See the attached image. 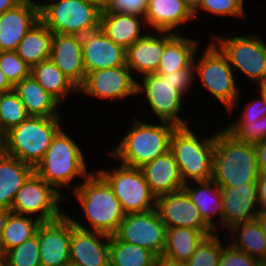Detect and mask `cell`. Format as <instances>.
I'll use <instances>...</instances> for the list:
<instances>
[{
	"mask_svg": "<svg viewBox=\"0 0 266 266\" xmlns=\"http://www.w3.org/2000/svg\"><path fill=\"white\" fill-rule=\"evenodd\" d=\"M73 185L72 192L91 228L71 218L73 224L80 229L114 235L126 214L109 184L94 170L83 182Z\"/></svg>",
	"mask_w": 266,
	"mask_h": 266,
	"instance_id": "1",
	"label": "cell"
},
{
	"mask_svg": "<svg viewBox=\"0 0 266 266\" xmlns=\"http://www.w3.org/2000/svg\"><path fill=\"white\" fill-rule=\"evenodd\" d=\"M259 175L255 144L238 141L225 128L215 133L212 180L217 185L256 183Z\"/></svg>",
	"mask_w": 266,
	"mask_h": 266,
	"instance_id": "2",
	"label": "cell"
},
{
	"mask_svg": "<svg viewBox=\"0 0 266 266\" xmlns=\"http://www.w3.org/2000/svg\"><path fill=\"white\" fill-rule=\"evenodd\" d=\"M133 118L130 130L126 131L123 140L107 153L121 161L122 165L141 168L170 151V139L177 126L165 121L148 124L137 117Z\"/></svg>",
	"mask_w": 266,
	"mask_h": 266,
	"instance_id": "3",
	"label": "cell"
},
{
	"mask_svg": "<svg viewBox=\"0 0 266 266\" xmlns=\"http://www.w3.org/2000/svg\"><path fill=\"white\" fill-rule=\"evenodd\" d=\"M84 158L78 143L61 129L34 172L61 193L76 177L85 180L92 173Z\"/></svg>",
	"mask_w": 266,
	"mask_h": 266,
	"instance_id": "4",
	"label": "cell"
},
{
	"mask_svg": "<svg viewBox=\"0 0 266 266\" xmlns=\"http://www.w3.org/2000/svg\"><path fill=\"white\" fill-rule=\"evenodd\" d=\"M199 137L186 126L177 127L170 139V151L184 183L206 181L213 177L215 133L206 138Z\"/></svg>",
	"mask_w": 266,
	"mask_h": 266,
	"instance_id": "5",
	"label": "cell"
},
{
	"mask_svg": "<svg viewBox=\"0 0 266 266\" xmlns=\"http://www.w3.org/2000/svg\"><path fill=\"white\" fill-rule=\"evenodd\" d=\"M61 117L29 116L6 132V154L35 167L61 130Z\"/></svg>",
	"mask_w": 266,
	"mask_h": 266,
	"instance_id": "6",
	"label": "cell"
},
{
	"mask_svg": "<svg viewBox=\"0 0 266 266\" xmlns=\"http://www.w3.org/2000/svg\"><path fill=\"white\" fill-rule=\"evenodd\" d=\"M194 55L195 75H199L203 87L220 101L229 114L238 105L240 90L237 87L234 70L226 55L211 40L203 55L196 59ZM196 60V61H195Z\"/></svg>",
	"mask_w": 266,
	"mask_h": 266,
	"instance_id": "7",
	"label": "cell"
},
{
	"mask_svg": "<svg viewBox=\"0 0 266 266\" xmlns=\"http://www.w3.org/2000/svg\"><path fill=\"white\" fill-rule=\"evenodd\" d=\"M101 11L86 0L39 3V18L53 32L83 36L100 28Z\"/></svg>",
	"mask_w": 266,
	"mask_h": 266,
	"instance_id": "8",
	"label": "cell"
},
{
	"mask_svg": "<svg viewBox=\"0 0 266 266\" xmlns=\"http://www.w3.org/2000/svg\"><path fill=\"white\" fill-rule=\"evenodd\" d=\"M95 171L112 188L125 214L155 209L156 196L150 191L140 168L120 164L111 171L104 169H95Z\"/></svg>",
	"mask_w": 266,
	"mask_h": 266,
	"instance_id": "9",
	"label": "cell"
},
{
	"mask_svg": "<svg viewBox=\"0 0 266 266\" xmlns=\"http://www.w3.org/2000/svg\"><path fill=\"white\" fill-rule=\"evenodd\" d=\"M212 41L226 55L234 71H241L253 83L266 80V43L259 36L212 35Z\"/></svg>",
	"mask_w": 266,
	"mask_h": 266,
	"instance_id": "10",
	"label": "cell"
},
{
	"mask_svg": "<svg viewBox=\"0 0 266 266\" xmlns=\"http://www.w3.org/2000/svg\"><path fill=\"white\" fill-rule=\"evenodd\" d=\"M65 197L34 172L17 192L11 212L32 217L36 215L34 217L40 222L53 221L65 213L59 206L66 201Z\"/></svg>",
	"mask_w": 266,
	"mask_h": 266,
	"instance_id": "11",
	"label": "cell"
},
{
	"mask_svg": "<svg viewBox=\"0 0 266 266\" xmlns=\"http://www.w3.org/2000/svg\"><path fill=\"white\" fill-rule=\"evenodd\" d=\"M165 223L157 211L126 214L114 234L120 241L138 245L153 252L157 257L163 255L166 243Z\"/></svg>",
	"mask_w": 266,
	"mask_h": 266,
	"instance_id": "12",
	"label": "cell"
},
{
	"mask_svg": "<svg viewBox=\"0 0 266 266\" xmlns=\"http://www.w3.org/2000/svg\"><path fill=\"white\" fill-rule=\"evenodd\" d=\"M141 79L142 83L137 81L136 93L145 95V101L159 120L172 123L177 127L188 126V122L178 116L182 111L184 95L160 74H147Z\"/></svg>",
	"mask_w": 266,
	"mask_h": 266,
	"instance_id": "13",
	"label": "cell"
},
{
	"mask_svg": "<svg viewBox=\"0 0 266 266\" xmlns=\"http://www.w3.org/2000/svg\"><path fill=\"white\" fill-rule=\"evenodd\" d=\"M131 73L127 65L88 72L78 91L104 100H121L136 96L137 79H134V74Z\"/></svg>",
	"mask_w": 266,
	"mask_h": 266,
	"instance_id": "14",
	"label": "cell"
},
{
	"mask_svg": "<svg viewBox=\"0 0 266 266\" xmlns=\"http://www.w3.org/2000/svg\"><path fill=\"white\" fill-rule=\"evenodd\" d=\"M71 216L64 213L59 219L41 222L37 228L41 266L70 264Z\"/></svg>",
	"mask_w": 266,
	"mask_h": 266,
	"instance_id": "15",
	"label": "cell"
},
{
	"mask_svg": "<svg viewBox=\"0 0 266 266\" xmlns=\"http://www.w3.org/2000/svg\"><path fill=\"white\" fill-rule=\"evenodd\" d=\"M155 210L167 228L186 227L213 231L184 189L156 197Z\"/></svg>",
	"mask_w": 266,
	"mask_h": 266,
	"instance_id": "16",
	"label": "cell"
},
{
	"mask_svg": "<svg viewBox=\"0 0 266 266\" xmlns=\"http://www.w3.org/2000/svg\"><path fill=\"white\" fill-rule=\"evenodd\" d=\"M223 201L222 229L255 220L260 212L257 184L249 183L237 187L219 185ZM224 227V228H223Z\"/></svg>",
	"mask_w": 266,
	"mask_h": 266,
	"instance_id": "17",
	"label": "cell"
},
{
	"mask_svg": "<svg viewBox=\"0 0 266 266\" xmlns=\"http://www.w3.org/2000/svg\"><path fill=\"white\" fill-rule=\"evenodd\" d=\"M82 56L86 73L126 65V49L100 28L82 36Z\"/></svg>",
	"mask_w": 266,
	"mask_h": 266,
	"instance_id": "18",
	"label": "cell"
},
{
	"mask_svg": "<svg viewBox=\"0 0 266 266\" xmlns=\"http://www.w3.org/2000/svg\"><path fill=\"white\" fill-rule=\"evenodd\" d=\"M109 247V235L80 229L72 222L70 265L109 266Z\"/></svg>",
	"mask_w": 266,
	"mask_h": 266,
	"instance_id": "19",
	"label": "cell"
},
{
	"mask_svg": "<svg viewBox=\"0 0 266 266\" xmlns=\"http://www.w3.org/2000/svg\"><path fill=\"white\" fill-rule=\"evenodd\" d=\"M39 20V2L33 0H24L0 14V52L16 51L20 41Z\"/></svg>",
	"mask_w": 266,
	"mask_h": 266,
	"instance_id": "20",
	"label": "cell"
},
{
	"mask_svg": "<svg viewBox=\"0 0 266 266\" xmlns=\"http://www.w3.org/2000/svg\"><path fill=\"white\" fill-rule=\"evenodd\" d=\"M50 59L78 88L83 84L86 70L81 36L53 33Z\"/></svg>",
	"mask_w": 266,
	"mask_h": 266,
	"instance_id": "21",
	"label": "cell"
},
{
	"mask_svg": "<svg viewBox=\"0 0 266 266\" xmlns=\"http://www.w3.org/2000/svg\"><path fill=\"white\" fill-rule=\"evenodd\" d=\"M156 33V34H154ZM146 34L126 49V65L131 72L141 74L156 73L166 46V31Z\"/></svg>",
	"mask_w": 266,
	"mask_h": 266,
	"instance_id": "22",
	"label": "cell"
},
{
	"mask_svg": "<svg viewBox=\"0 0 266 266\" xmlns=\"http://www.w3.org/2000/svg\"><path fill=\"white\" fill-rule=\"evenodd\" d=\"M140 169L150 191L156 197L182 190L185 185L171 151L158 156Z\"/></svg>",
	"mask_w": 266,
	"mask_h": 266,
	"instance_id": "23",
	"label": "cell"
},
{
	"mask_svg": "<svg viewBox=\"0 0 266 266\" xmlns=\"http://www.w3.org/2000/svg\"><path fill=\"white\" fill-rule=\"evenodd\" d=\"M194 20L184 0H149L145 23L154 31L180 33L176 28Z\"/></svg>",
	"mask_w": 266,
	"mask_h": 266,
	"instance_id": "24",
	"label": "cell"
},
{
	"mask_svg": "<svg viewBox=\"0 0 266 266\" xmlns=\"http://www.w3.org/2000/svg\"><path fill=\"white\" fill-rule=\"evenodd\" d=\"M195 183L197 184H194V186L193 181L192 184L191 182L185 183L183 189L187 192L192 202L199 210L200 216L206 224L214 232H218L220 227H222L223 219V201L220 186L212 179L195 181ZM215 221L217 222V226Z\"/></svg>",
	"mask_w": 266,
	"mask_h": 266,
	"instance_id": "25",
	"label": "cell"
},
{
	"mask_svg": "<svg viewBox=\"0 0 266 266\" xmlns=\"http://www.w3.org/2000/svg\"><path fill=\"white\" fill-rule=\"evenodd\" d=\"M143 26L147 30L145 18L138 15L101 11L100 29L124 49L146 34Z\"/></svg>",
	"mask_w": 266,
	"mask_h": 266,
	"instance_id": "26",
	"label": "cell"
},
{
	"mask_svg": "<svg viewBox=\"0 0 266 266\" xmlns=\"http://www.w3.org/2000/svg\"><path fill=\"white\" fill-rule=\"evenodd\" d=\"M29 116L61 117L62 106L30 74L14 86Z\"/></svg>",
	"mask_w": 266,
	"mask_h": 266,
	"instance_id": "27",
	"label": "cell"
},
{
	"mask_svg": "<svg viewBox=\"0 0 266 266\" xmlns=\"http://www.w3.org/2000/svg\"><path fill=\"white\" fill-rule=\"evenodd\" d=\"M33 173V166L7 154L0 156V207L11 210L17 192Z\"/></svg>",
	"mask_w": 266,
	"mask_h": 266,
	"instance_id": "28",
	"label": "cell"
},
{
	"mask_svg": "<svg viewBox=\"0 0 266 266\" xmlns=\"http://www.w3.org/2000/svg\"><path fill=\"white\" fill-rule=\"evenodd\" d=\"M180 35V33L166 31V46L156 72L157 74L172 73L173 71L186 69L193 63L199 41Z\"/></svg>",
	"mask_w": 266,
	"mask_h": 266,
	"instance_id": "29",
	"label": "cell"
},
{
	"mask_svg": "<svg viewBox=\"0 0 266 266\" xmlns=\"http://www.w3.org/2000/svg\"><path fill=\"white\" fill-rule=\"evenodd\" d=\"M53 32L39 20L20 41L16 54L30 67L50 59Z\"/></svg>",
	"mask_w": 266,
	"mask_h": 266,
	"instance_id": "30",
	"label": "cell"
},
{
	"mask_svg": "<svg viewBox=\"0 0 266 266\" xmlns=\"http://www.w3.org/2000/svg\"><path fill=\"white\" fill-rule=\"evenodd\" d=\"M213 233L214 231H198L186 227L167 228L163 256L174 261L187 262L204 237Z\"/></svg>",
	"mask_w": 266,
	"mask_h": 266,
	"instance_id": "31",
	"label": "cell"
},
{
	"mask_svg": "<svg viewBox=\"0 0 266 266\" xmlns=\"http://www.w3.org/2000/svg\"><path fill=\"white\" fill-rule=\"evenodd\" d=\"M228 231L232 236L229 237L230 240L228 238L224 240L229 241L234 248L256 258L262 264L266 262V238L256 219L236 224Z\"/></svg>",
	"mask_w": 266,
	"mask_h": 266,
	"instance_id": "32",
	"label": "cell"
},
{
	"mask_svg": "<svg viewBox=\"0 0 266 266\" xmlns=\"http://www.w3.org/2000/svg\"><path fill=\"white\" fill-rule=\"evenodd\" d=\"M30 74L61 105L68 95L79 92L78 87L62 73L51 59L32 66Z\"/></svg>",
	"mask_w": 266,
	"mask_h": 266,
	"instance_id": "33",
	"label": "cell"
},
{
	"mask_svg": "<svg viewBox=\"0 0 266 266\" xmlns=\"http://www.w3.org/2000/svg\"><path fill=\"white\" fill-rule=\"evenodd\" d=\"M40 223L37 218L10 212L0 239L1 256L34 236Z\"/></svg>",
	"mask_w": 266,
	"mask_h": 266,
	"instance_id": "34",
	"label": "cell"
},
{
	"mask_svg": "<svg viewBox=\"0 0 266 266\" xmlns=\"http://www.w3.org/2000/svg\"><path fill=\"white\" fill-rule=\"evenodd\" d=\"M156 258L148 249L110 236L109 266H154Z\"/></svg>",
	"mask_w": 266,
	"mask_h": 266,
	"instance_id": "35",
	"label": "cell"
},
{
	"mask_svg": "<svg viewBox=\"0 0 266 266\" xmlns=\"http://www.w3.org/2000/svg\"><path fill=\"white\" fill-rule=\"evenodd\" d=\"M1 261L2 266H41L38 235L5 252Z\"/></svg>",
	"mask_w": 266,
	"mask_h": 266,
	"instance_id": "36",
	"label": "cell"
},
{
	"mask_svg": "<svg viewBox=\"0 0 266 266\" xmlns=\"http://www.w3.org/2000/svg\"><path fill=\"white\" fill-rule=\"evenodd\" d=\"M29 115L18 94L12 90L2 93L0 103V126L6 133L11 128L20 125Z\"/></svg>",
	"mask_w": 266,
	"mask_h": 266,
	"instance_id": "37",
	"label": "cell"
},
{
	"mask_svg": "<svg viewBox=\"0 0 266 266\" xmlns=\"http://www.w3.org/2000/svg\"><path fill=\"white\" fill-rule=\"evenodd\" d=\"M220 233L214 232L205 236L198 244L196 251L186 262L187 266H219L222 254L223 239L218 236Z\"/></svg>",
	"mask_w": 266,
	"mask_h": 266,
	"instance_id": "38",
	"label": "cell"
},
{
	"mask_svg": "<svg viewBox=\"0 0 266 266\" xmlns=\"http://www.w3.org/2000/svg\"><path fill=\"white\" fill-rule=\"evenodd\" d=\"M225 129L238 141L257 144L266 139V115L255 121H231Z\"/></svg>",
	"mask_w": 266,
	"mask_h": 266,
	"instance_id": "39",
	"label": "cell"
},
{
	"mask_svg": "<svg viewBox=\"0 0 266 266\" xmlns=\"http://www.w3.org/2000/svg\"><path fill=\"white\" fill-rule=\"evenodd\" d=\"M0 68L13 86L28 77L31 72V67L15 51L0 52Z\"/></svg>",
	"mask_w": 266,
	"mask_h": 266,
	"instance_id": "40",
	"label": "cell"
},
{
	"mask_svg": "<svg viewBox=\"0 0 266 266\" xmlns=\"http://www.w3.org/2000/svg\"><path fill=\"white\" fill-rule=\"evenodd\" d=\"M245 0H202L199 8L193 13L194 19L198 17L199 12L206 11L208 13L221 16L245 17Z\"/></svg>",
	"mask_w": 266,
	"mask_h": 266,
	"instance_id": "41",
	"label": "cell"
},
{
	"mask_svg": "<svg viewBox=\"0 0 266 266\" xmlns=\"http://www.w3.org/2000/svg\"><path fill=\"white\" fill-rule=\"evenodd\" d=\"M224 245L222 247L219 266H264L256 258L234 248L228 241Z\"/></svg>",
	"mask_w": 266,
	"mask_h": 266,
	"instance_id": "42",
	"label": "cell"
},
{
	"mask_svg": "<svg viewBox=\"0 0 266 266\" xmlns=\"http://www.w3.org/2000/svg\"><path fill=\"white\" fill-rule=\"evenodd\" d=\"M149 0H110L104 11L125 13L145 18Z\"/></svg>",
	"mask_w": 266,
	"mask_h": 266,
	"instance_id": "43",
	"label": "cell"
},
{
	"mask_svg": "<svg viewBox=\"0 0 266 266\" xmlns=\"http://www.w3.org/2000/svg\"><path fill=\"white\" fill-rule=\"evenodd\" d=\"M194 62L186 69L173 71L172 73L160 74L163 79H167L176 89L185 95L192 86L195 77Z\"/></svg>",
	"mask_w": 266,
	"mask_h": 266,
	"instance_id": "44",
	"label": "cell"
},
{
	"mask_svg": "<svg viewBox=\"0 0 266 266\" xmlns=\"http://www.w3.org/2000/svg\"><path fill=\"white\" fill-rule=\"evenodd\" d=\"M245 109L241 112L240 119L235 121H255L266 115V103L262 97L245 104Z\"/></svg>",
	"mask_w": 266,
	"mask_h": 266,
	"instance_id": "45",
	"label": "cell"
},
{
	"mask_svg": "<svg viewBox=\"0 0 266 266\" xmlns=\"http://www.w3.org/2000/svg\"><path fill=\"white\" fill-rule=\"evenodd\" d=\"M256 184L259 208L266 210V173H260Z\"/></svg>",
	"mask_w": 266,
	"mask_h": 266,
	"instance_id": "46",
	"label": "cell"
},
{
	"mask_svg": "<svg viewBox=\"0 0 266 266\" xmlns=\"http://www.w3.org/2000/svg\"><path fill=\"white\" fill-rule=\"evenodd\" d=\"M255 149L260 173H266V139L255 144Z\"/></svg>",
	"mask_w": 266,
	"mask_h": 266,
	"instance_id": "47",
	"label": "cell"
},
{
	"mask_svg": "<svg viewBox=\"0 0 266 266\" xmlns=\"http://www.w3.org/2000/svg\"><path fill=\"white\" fill-rule=\"evenodd\" d=\"M154 266H187V264L186 262L174 261L161 255L156 258Z\"/></svg>",
	"mask_w": 266,
	"mask_h": 266,
	"instance_id": "48",
	"label": "cell"
},
{
	"mask_svg": "<svg viewBox=\"0 0 266 266\" xmlns=\"http://www.w3.org/2000/svg\"><path fill=\"white\" fill-rule=\"evenodd\" d=\"M14 90V86L8 81L0 68V92L5 93Z\"/></svg>",
	"mask_w": 266,
	"mask_h": 266,
	"instance_id": "49",
	"label": "cell"
},
{
	"mask_svg": "<svg viewBox=\"0 0 266 266\" xmlns=\"http://www.w3.org/2000/svg\"><path fill=\"white\" fill-rule=\"evenodd\" d=\"M23 1L24 0H0V14L14 8L16 5L20 4Z\"/></svg>",
	"mask_w": 266,
	"mask_h": 266,
	"instance_id": "50",
	"label": "cell"
},
{
	"mask_svg": "<svg viewBox=\"0 0 266 266\" xmlns=\"http://www.w3.org/2000/svg\"><path fill=\"white\" fill-rule=\"evenodd\" d=\"M10 212L11 210L4 208V207H0V239L2 236V232L4 230L6 219Z\"/></svg>",
	"mask_w": 266,
	"mask_h": 266,
	"instance_id": "51",
	"label": "cell"
},
{
	"mask_svg": "<svg viewBox=\"0 0 266 266\" xmlns=\"http://www.w3.org/2000/svg\"><path fill=\"white\" fill-rule=\"evenodd\" d=\"M256 220L259 222L262 232L266 238V210H260Z\"/></svg>",
	"mask_w": 266,
	"mask_h": 266,
	"instance_id": "52",
	"label": "cell"
},
{
	"mask_svg": "<svg viewBox=\"0 0 266 266\" xmlns=\"http://www.w3.org/2000/svg\"><path fill=\"white\" fill-rule=\"evenodd\" d=\"M87 2L95 5L100 11H104L110 0H86Z\"/></svg>",
	"mask_w": 266,
	"mask_h": 266,
	"instance_id": "53",
	"label": "cell"
},
{
	"mask_svg": "<svg viewBox=\"0 0 266 266\" xmlns=\"http://www.w3.org/2000/svg\"><path fill=\"white\" fill-rule=\"evenodd\" d=\"M6 133L0 126V156L6 154V140H5Z\"/></svg>",
	"mask_w": 266,
	"mask_h": 266,
	"instance_id": "54",
	"label": "cell"
},
{
	"mask_svg": "<svg viewBox=\"0 0 266 266\" xmlns=\"http://www.w3.org/2000/svg\"><path fill=\"white\" fill-rule=\"evenodd\" d=\"M186 6L194 13L200 6L202 0H184Z\"/></svg>",
	"mask_w": 266,
	"mask_h": 266,
	"instance_id": "55",
	"label": "cell"
},
{
	"mask_svg": "<svg viewBox=\"0 0 266 266\" xmlns=\"http://www.w3.org/2000/svg\"><path fill=\"white\" fill-rule=\"evenodd\" d=\"M258 85H259V92H260L259 96H261L266 103V80L263 82H260Z\"/></svg>",
	"mask_w": 266,
	"mask_h": 266,
	"instance_id": "56",
	"label": "cell"
},
{
	"mask_svg": "<svg viewBox=\"0 0 266 266\" xmlns=\"http://www.w3.org/2000/svg\"><path fill=\"white\" fill-rule=\"evenodd\" d=\"M1 99H2V92H0V103H1Z\"/></svg>",
	"mask_w": 266,
	"mask_h": 266,
	"instance_id": "57",
	"label": "cell"
},
{
	"mask_svg": "<svg viewBox=\"0 0 266 266\" xmlns=\"http://www.w3.org/2000/svg\"><path fill=\"white\" fill-rule=\"evenodd\" d=\"M0 266H2V261H1V254H0Z\"/></svg>",
	"mask_w": 266,
	"mask_h": 266,
	"instance_id": "58",
	"label": "cell"
}]
</instances>
